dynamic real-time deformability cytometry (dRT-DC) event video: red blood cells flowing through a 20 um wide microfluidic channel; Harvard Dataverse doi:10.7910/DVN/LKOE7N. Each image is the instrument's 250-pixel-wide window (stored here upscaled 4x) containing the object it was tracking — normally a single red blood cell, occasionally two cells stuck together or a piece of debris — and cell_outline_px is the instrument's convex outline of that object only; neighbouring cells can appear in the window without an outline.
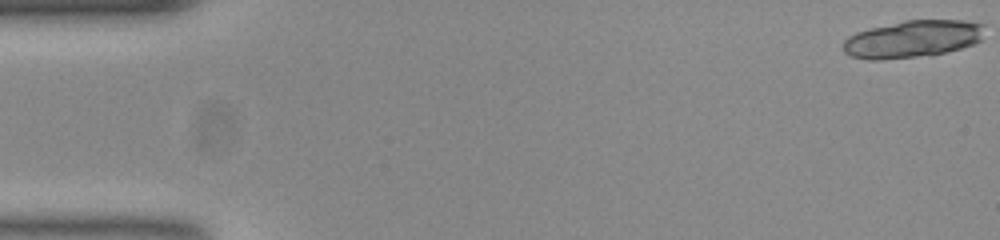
{"species": "common noctule bat (a hibernating species)", "species_latin": "Nyctalus noctula", "temperature_condition": "room temperature", "stored_images_in_passage": 18, "camera_frame_rate_fps": 3000, "um_per_image_px": 0.085, "animal": {"sex": "female", "body_mass_g": 23.0, "forearm_length_mm": 53.4}, "frame": {"image": 1, "passage_image": 1, "time_ms": 0.0, "image_size_px": [1000, 240], "cell_outline_px": [[984, 24], [980, 40], [972, 44], [960, 48], [944, 52], [916, 56], [880, 60], [868, 60], [852, 56], [844, 52], [844, 40], [848, 36], [856, 32], [904, 20], [964, 20]], "centroid_in_image_um": [77.54, 3.3], "position_along_channel_um": 7.5, "area_um2": 30.23}}